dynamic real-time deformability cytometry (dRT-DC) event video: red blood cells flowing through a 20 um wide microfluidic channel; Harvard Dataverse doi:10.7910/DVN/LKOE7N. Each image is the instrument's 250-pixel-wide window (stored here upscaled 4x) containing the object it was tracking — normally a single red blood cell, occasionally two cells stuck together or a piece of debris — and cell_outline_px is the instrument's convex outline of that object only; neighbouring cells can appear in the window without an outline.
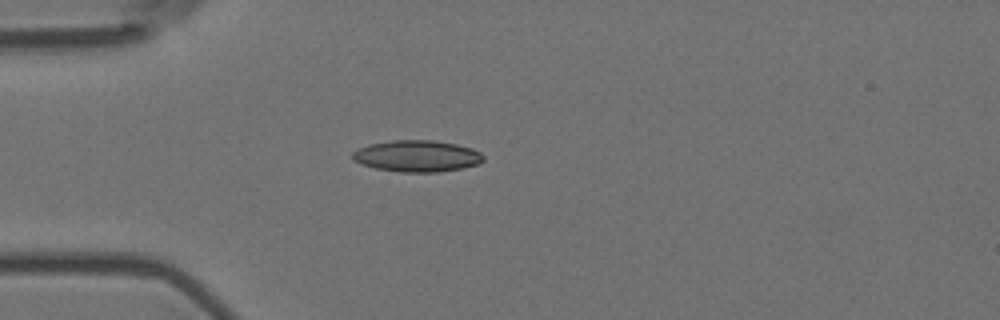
{"species": "Egyptian fruit bat (a non-hibernating species)", "species_latin": "Rousettus aegyptiacus", "temperature_condition": "room temperature", "stored_images_in_passage": 4, "camera_frame_rate_fps": 3000, "um_per_image_px": 0.085, "animal": {"sex": "female"}, "frame": {"image": 1, "passage_image": 3, "time_ms": 0.667, "image_size_px": [1000, 320], "cell_outline_px": [[484, 160], [480, 164], [440, 172], [400, 172], [376, 168], [360, 164], [352, 160], [352, 152], [368, 144], [392, 140], [432, 140], [456, 144], [472, 148], [480, 152], [484, 156]], "centroid_in_image_um": [35.44, 13.26], "position_along_channel_um": 49.6, "area_um2": 24.16}}